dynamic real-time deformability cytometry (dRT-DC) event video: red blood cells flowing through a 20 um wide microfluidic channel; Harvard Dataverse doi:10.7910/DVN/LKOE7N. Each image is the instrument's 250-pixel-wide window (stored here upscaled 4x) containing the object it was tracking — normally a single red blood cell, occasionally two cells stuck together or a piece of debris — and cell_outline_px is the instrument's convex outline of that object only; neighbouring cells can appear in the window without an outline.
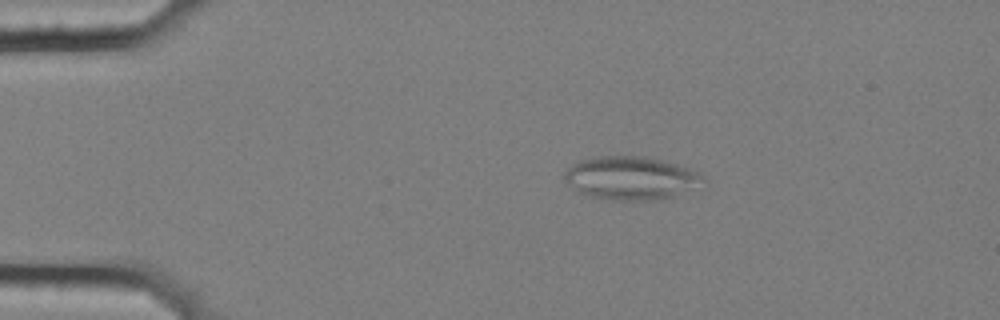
{"species": "common noctule bat (a hibernating species)", "species_latin": "Nyctalus noctula", "temperature_condition": "cold", "stored_images_in_passage": 49, "camera_frame_rate_fps": 3000, "um_per_image_px": 0.085, "animal": {"sex": "female", "body_mass_g": 25.1}, "frame": {"image": 1, "passage_image": 3, "time_ms": 0.667, "image_size_px": [1000, 320], "cell_outline_px": [[708, 188], [672, 196], [648, 200], [612, 200], [592, 196], [580, 192], [568, 184], [564, 180], [564, 172], [572, 164], [580, 160], [596, 156], [644, 156], [676, 164], [688, 168], [704, 176], [708, 180]], "centroid_in_image_um": [53.74, 15.14], "position_along_channel_um": 31.3, "area_um2": 35.43}}
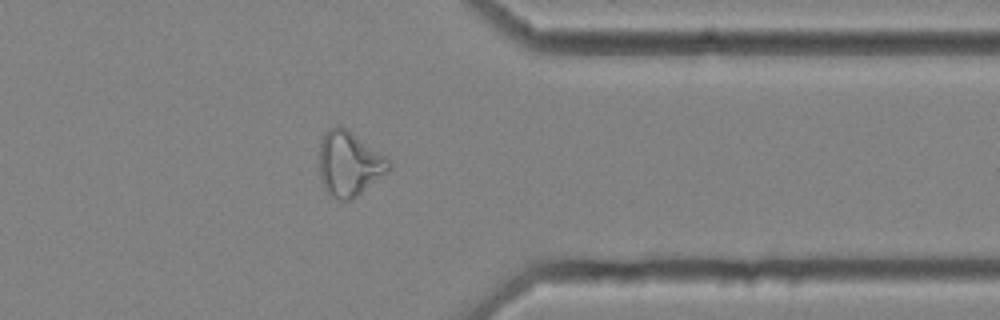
{"frame": {"image": 2, "passage_image": 38, "time_ms": 12.333, "image_size_px": [1000, 320], "cell_outline_px": [[392, 168], [352, 200], [340, 200], [328, 196], [324, 188], [320, 176], [320, 140], [328, 128], [336, 124], [348, 128], [388, 156], [392, 160]], "centroid_in_image_um": [29.71, 13.88], "position_along_channel_um": 381.7, "area_um2": 26.93}}
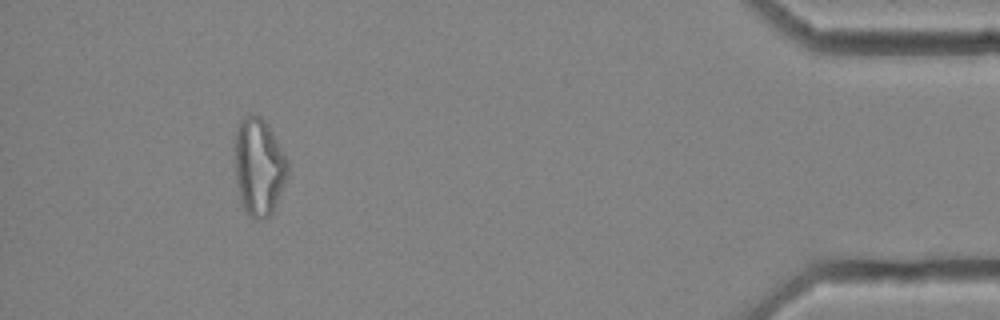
{"frame": {"image": 3, "passage_image": 45, "time_ms": 14.667, "image_size_px": [1000, 320], "cell_outline_px": [[288, 172], [284, 184], [276, 204], [272, 212], [264, 220], [252, 220], [244, 212], [240, 204], [236, 180], [236, 128], [240, 120], [248, 116], [260, 116], [268, 124], [288, 160]], "centroid_in_image_um": [22.0, 14.24], "position_along_channel_um": 413.2, "area_um2": 30.06}, "authors_computed_cell_mechanics": {"area_um2": 26.5302, "velocity_mm_per_s": 3.5376, "shape_relaxation_time_tau1_ms": null, "shape_relaxation_time_tau2_ms": 2.7141, "deformation_change_tau1": null, "deformation_change_tau2": 0.1261}}